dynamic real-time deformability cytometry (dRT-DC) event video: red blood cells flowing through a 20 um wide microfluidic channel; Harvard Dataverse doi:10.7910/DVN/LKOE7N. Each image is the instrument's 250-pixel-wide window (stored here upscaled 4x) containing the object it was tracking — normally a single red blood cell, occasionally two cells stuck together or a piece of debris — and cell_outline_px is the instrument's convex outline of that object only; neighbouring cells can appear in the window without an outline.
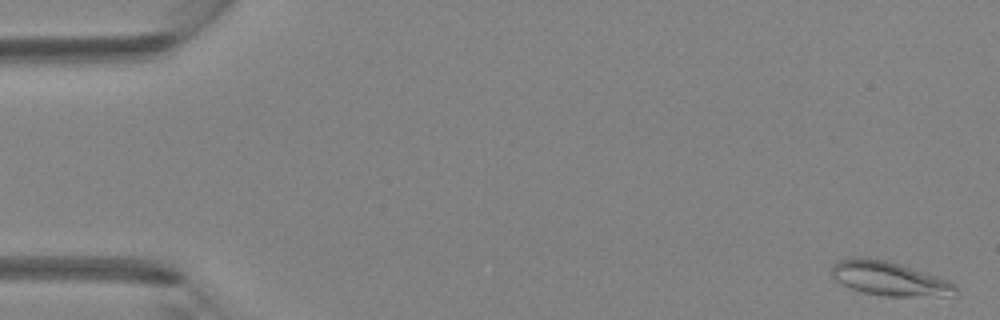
{"species": "Egyptian fruit bat (a non-hibernating species)", "species_latin": "Rousettus aegyptiacus", "temperature_condition": "room temperature", "stored_images_in_passage": 5, "camera_frame_rate_fps": 3000, "um_per_image_px": 0.085, "animal": {"sex": "female"}, "frame": {"image": 1, "passage_image": 1, "time_ms": 0.0, "image_size_px": [1000, 320], "cell_outline_px": [[960, 292], [956, 296], [884, 296], [864, 292], [852, 288], [836, 280], [832, 276], [832, 264], [836, 260], [848, 256], [860, 256], [888, 260], [948, 280], [960, 288]], "centroid_in_image_um": [75.61, 23.66], "position_along_channel_um": 9.4, "area_um2": 24.97}}